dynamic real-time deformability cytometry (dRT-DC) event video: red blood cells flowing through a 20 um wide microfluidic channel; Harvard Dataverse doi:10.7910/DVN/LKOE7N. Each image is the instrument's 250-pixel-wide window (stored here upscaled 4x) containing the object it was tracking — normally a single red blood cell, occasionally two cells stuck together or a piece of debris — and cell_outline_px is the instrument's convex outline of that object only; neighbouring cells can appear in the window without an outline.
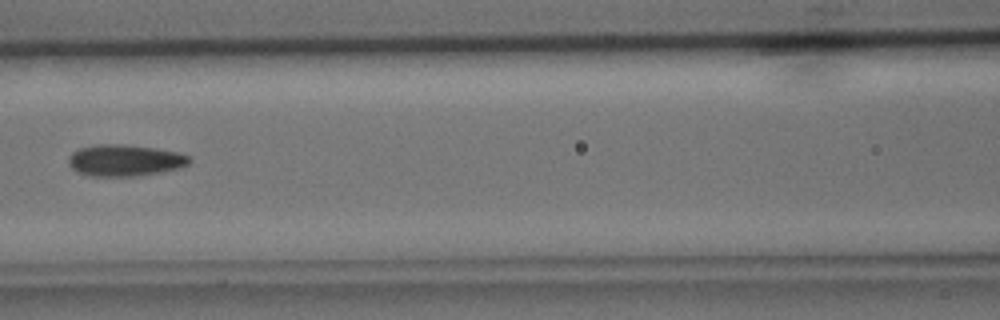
{"species": "common noctule bat (a hibernating species)", "species_latin": "Nyctalus noctula", "temperature_condition": "cold", "stored_images_in_passage": 5, "camera_frame_rate_fps": 3000, "um_per_image_px": 0.085, "animal": {"sex": "male", "body_mass_g": 15.6}, "frame": {"image": 1, "passage_image": 5, "time_ms": 5.667, "image_size_px": [1000, 320], "cell_outline_px": [[192, 160], [188, 164], [180, 168], [160, 172], [136, 176], [88, 176], [76, 172], [68, 164], [68, 156], [72, 152], [80, 148], [96, 144], [124, 144], [156, 148], [180, 152], [192, 156]], "centroid_in_image_um": [10.62, 13.62], "position_along_channel_um": 156.0, "area_um2": 22.6}}